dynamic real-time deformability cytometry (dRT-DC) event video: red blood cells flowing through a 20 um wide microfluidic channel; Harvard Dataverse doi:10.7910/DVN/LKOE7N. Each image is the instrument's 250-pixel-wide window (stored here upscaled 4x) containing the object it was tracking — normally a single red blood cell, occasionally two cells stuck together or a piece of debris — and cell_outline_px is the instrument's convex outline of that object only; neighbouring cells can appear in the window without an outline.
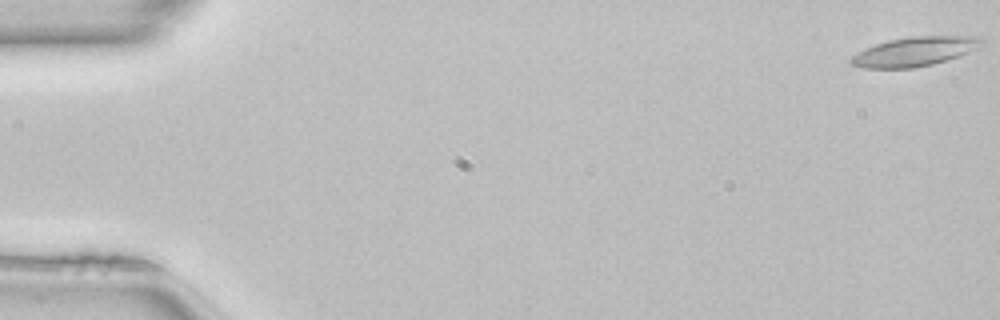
{"species": "common noctule bat (a hibernating species)", "species_latin": "Nyctalus noctula", "temperature_condition": "room temperature", "stored_images_in_passage": 48, "camera_frame_rate_fps": 3000, "um_per_image_px": 0.085, "animal": {"sex": "female", "body_mass_g": 22.7, "forearm_length_mm": 54.2}, "frame": {"image": 1, "passage_image": 1, "time_ms": 0.0, "image_size_px": [1000, 320], "cell_outline_px": [[984, 44], [968, 52], [932, 64], [916, 68], [864, 68], [852, 64], [848, 60], [852, 56], [864, 48], [888, 40], [912, 36], [980, 36], [984, 40]], "centroid_in_image_um": [77.73, 4.37], "position_along_channel_um": 7.3, "area_um2": 22.14}}
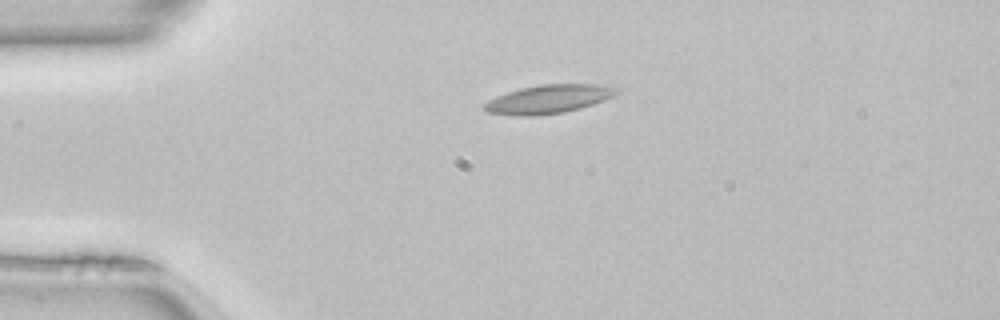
{"frame": {"image": 2, "passage_image": 12, "time_ms": 3.667, "image_size_px": [1000, 320], "cell_outline_px": [[620, 92], [604, 100], [580, 108], [564, 112], [540, 116], [516, 116], [488, 112], [480, 108], [488, 100], [496, 96], [520, 88], [540, 84], [600, 84], [620, 88]], "centroid_in_image_um": [46.62, 8.42], "position_along_channel_um": 38.4, "area_um2": 22.25}}
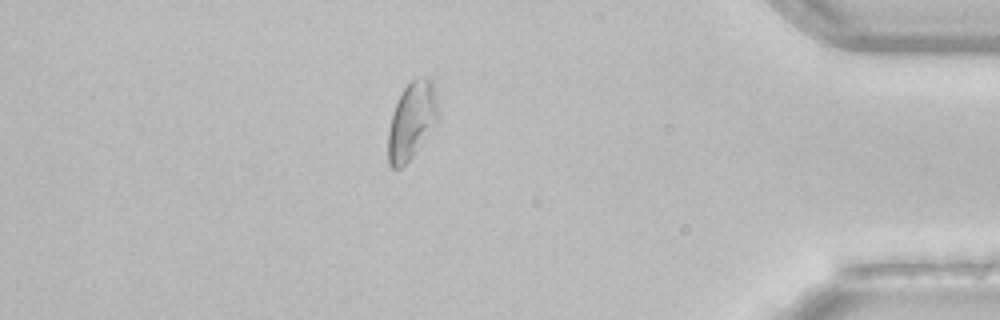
{"frame": {"image": 3, "passage_image": 44, "time_ms": 14.333, "image_size_px": [1000, 320], "cell_outline_px": [[436, 124], [412, 156], [400, 168], [392, 168], [388, 164], [388, 132], [392, 112], [404, 88], [416, 76], [428, 76], [432, 80], [436, 104]], "centroid_in_image_um": [34.96, 10.25], "position_along_channel_um": 400.2, "area_um2": 22.02}, "authors_computed_cell_mechanics": {"area_um2": 20.6057, "velocity_mm_per_s": 4.0805, "shape_relaxation_time_tau1_ms": 6.3419, "shape_relaxation_time_tau2_ms": 2.5022, "deformation_change_tau1": 0.1348, "deformation_change_tau2": 0.0672}}